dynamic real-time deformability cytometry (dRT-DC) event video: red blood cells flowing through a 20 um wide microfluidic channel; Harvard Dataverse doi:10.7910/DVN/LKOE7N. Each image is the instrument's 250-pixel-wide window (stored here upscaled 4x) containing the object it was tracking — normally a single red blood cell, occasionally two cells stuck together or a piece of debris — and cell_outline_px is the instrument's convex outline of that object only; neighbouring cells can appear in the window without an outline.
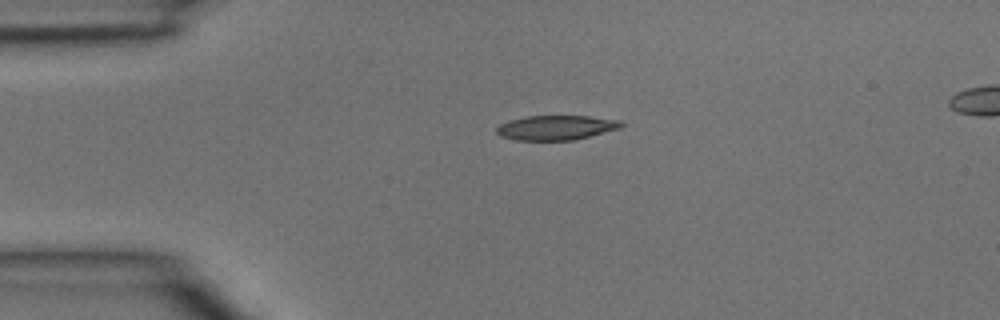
{"species": "common noctule bat (a hibernating species)", "species_latin": "Nyctalus noctula", "temperature_condition": "room temperature", "stored_images_in_passage": 3, "camera_frame_rate_fps": 3000, "um_per_image_px": 0.085, "animal": {"sex": "male", "body_mass_g": 15.6}, "frame": {"image": 1, "passage_image": 1, "time_ms": 0.0, "image_size_px": [1000, 320], "cell_outline_px": [[624, 124], [620, 128], [576, 140], [516, 140], [500, 136], [496, 132], [496, 128], [500, 124], [508, 120], [528, 116], [588, 116], [620, 120]], "centroid_in_image_um": [47.26, 10.85], "position_along_channel_um": 37.7, "area_um2": 17.92}}